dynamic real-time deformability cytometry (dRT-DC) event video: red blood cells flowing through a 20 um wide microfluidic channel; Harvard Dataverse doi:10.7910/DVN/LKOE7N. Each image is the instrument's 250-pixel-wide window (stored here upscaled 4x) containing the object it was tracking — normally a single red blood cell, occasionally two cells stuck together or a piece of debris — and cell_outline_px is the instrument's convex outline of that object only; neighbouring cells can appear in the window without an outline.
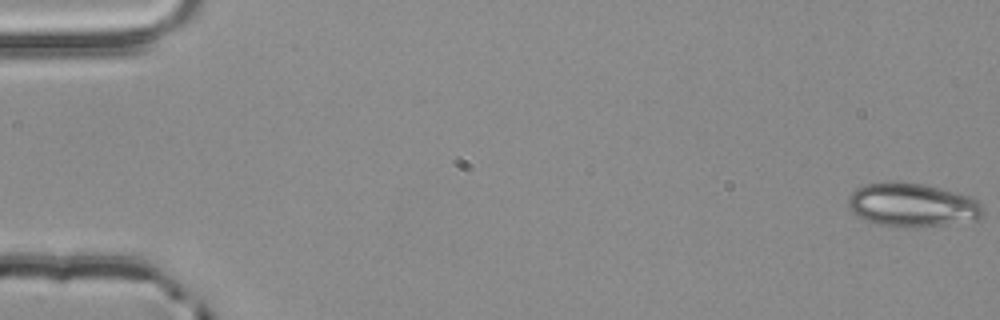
{"species": "common noctule bat (a hibernating species)", "species_latin": "Nyctalus noctula", "temperature_condition": "room temperature", "stored_images_in_passage": 55, "camera_frame_rate_fps": 3000, "um_per_image_px": 0.085, "animal": {"sex": "male", "body_mass_g": 20.4}, "frame": {"image": 1, "passage_image": 1, "time_ms": 0.0, "image_size_px": [1000, 320], "cell_outline_px": [[984, 212], [976, 220], [944, 224], [880, 224], [868, 220], [852, 212], [848, 208], [848, 196], [856, 188], [864, 184], [888, 180], [904, 180], [924, 184], [972, 196], [980, 200], [984, 208]], "centroid_in_image_um": [77.55, 17.33], "position_along_channel_um": 7.4, "area_um2": 33.93}}
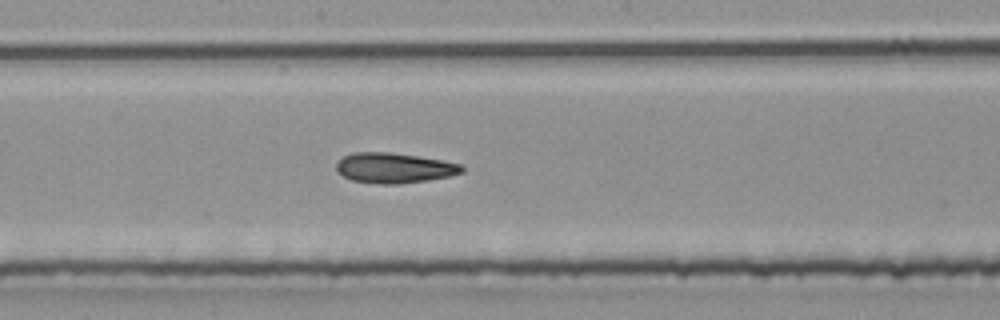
{"frame": {"image": 2, "passage_image": 30, "time_ms": 9.667, "image_size_px": [1000, 320], "cell_outline_px": [[464, 172], [448, 176], [428, 180], [396, 184], [380, 184], [352, 180], [344, 176], [336, 168], [336, 164], [344, 156], [352, 152], [388, 152], [416, 156], [440, 160], [460, 164], [464, 168]], "centroid_in_image_um": [33.5, 14.27], "position_along_channel_um": 214.7, "area_um2": 21.79}}
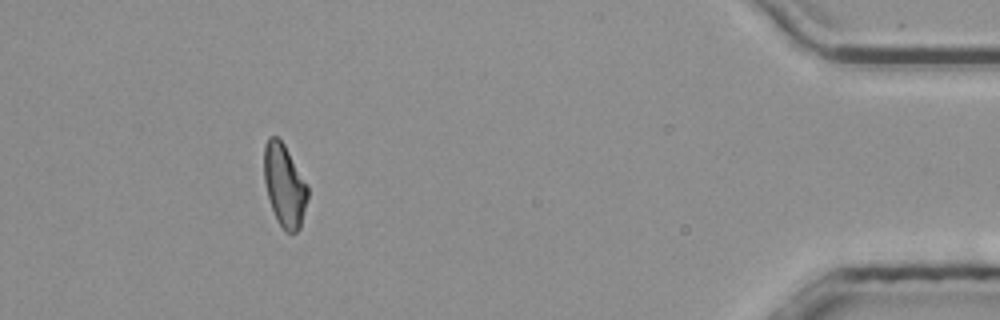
{"frame": {"image": 3, "passage_image": 50, "time_ms": 16.333, "image_size_px": [1000, 320], "cell_outline_px": [[308, 196], [300, 228], [296, 232], [284, 232], [276, 220], [268, 196], [264, 180], [264, 144], [268, 136], [276, 136], [284, 144], [308, 188]], "centroid_in_image_um": [24.15, 15.77], "position_along_channel_um": 411.0, "area_um2": 20.75}, "authors_computed_cell_mechanics": {"area_um2": 22.0218, "velocity_mm_per_s": 3.8808, "shape_relaxation_time_tau1_ms": null, "shape_relaxation_time_tau2_ms": 2.7106, "deformation_change_tau1": null, "deformation_change_tau2": 0.1092}}